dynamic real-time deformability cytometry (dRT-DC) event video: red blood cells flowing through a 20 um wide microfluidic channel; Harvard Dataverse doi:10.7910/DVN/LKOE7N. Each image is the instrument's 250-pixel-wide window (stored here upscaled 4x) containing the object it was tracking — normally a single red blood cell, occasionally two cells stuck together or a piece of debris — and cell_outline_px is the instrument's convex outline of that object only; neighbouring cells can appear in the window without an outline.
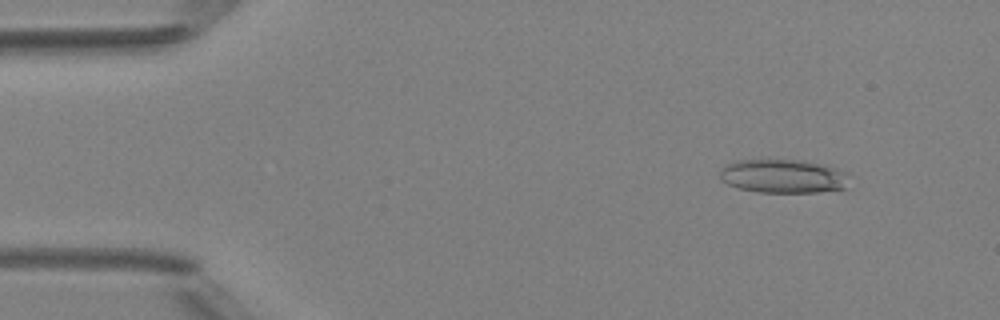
{"species": "Egyptian fruit bat (a non-hibernating species)", "species_latin": "Rousettus aegyptiacus", "temperature_condition": "room temperature", "stored_images_in_passage": 49, "camera_frame_rate_fps": 3000, "um_per_image_px": 0.085, "animal": {"sex": "female"}, "frame": {"image": 1, "passage_image": 5, "time_ms": 1.333, "image_size_px": [1000, 320], "cell_outline_px": [[848, 176], [844, 188], [816, 192], [756, 192], [740, 188], [728, 184], [720, 180], [720, 168], [724, 164], [736, 160], [804, 160], [824, 164], [848, 172]], "centroid_in_image_um": [66.53, 14.96], "position_along_channel_um": 18.5, "area_um2": 25.55}}
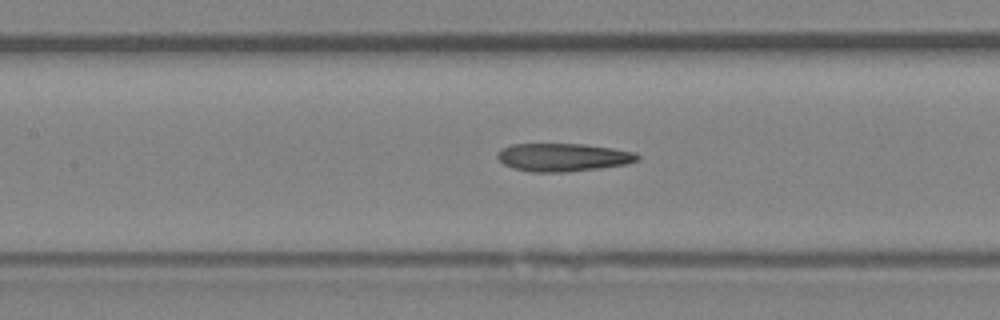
{"frame": {"image": 2, "passage_image": 22, "time_ms": 7.0, "image_size_px": [1000, 320], "cell_outline_px": [[640, 160], [628, 164], [600, 168], [568, 172], [528, 172], [512, 168], [504, 164], [496, 156], [496, 152], [512, 144], [584, 144], [612, 148], [636, 152], [640, 156]], "centroid_in_image_um": [47.88, 13.38], "position_along_channel_um": 159.5, "area_um2": 23.12}}
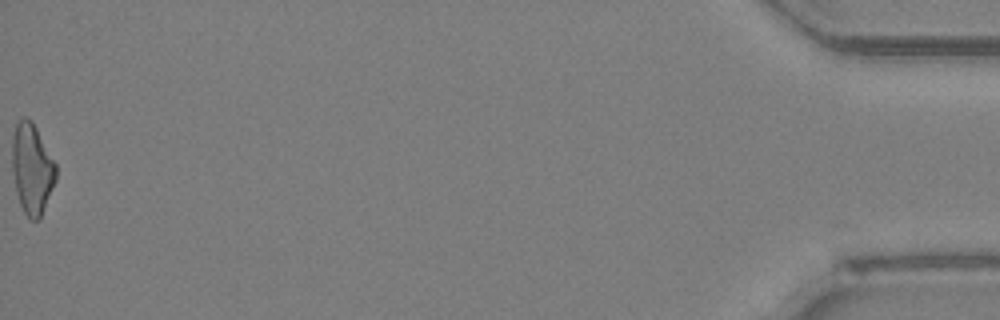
{"frame": {"image": 3, "passage_image": 49, "time_ms": 16.0, "image_size_px": [1000, 320], "cell_outline_px": [[56, 180], [40, 220], [32, 220], [24, 212], [20, 204], [16, 192], [12, 172], [12, 136], [16, 120], [20, 116], [28, 116], [32, 120], [56, 164]], "centroid_in_image_um": [2.7, 14.3], "position_along_channel_um": 432.5, "area_um2": 23.47}, "authors_computed_cell_mechanics": {"area_um2": 23.1778, "velocity_mm_per_s": 4.2094, "shape_relaxation_time_tau1_ms": null, "shape_relaxation_time_tau2_ms": 1.4508, "deformation_change_tau1": null, "deformation_change_tau2": 0.1264}}